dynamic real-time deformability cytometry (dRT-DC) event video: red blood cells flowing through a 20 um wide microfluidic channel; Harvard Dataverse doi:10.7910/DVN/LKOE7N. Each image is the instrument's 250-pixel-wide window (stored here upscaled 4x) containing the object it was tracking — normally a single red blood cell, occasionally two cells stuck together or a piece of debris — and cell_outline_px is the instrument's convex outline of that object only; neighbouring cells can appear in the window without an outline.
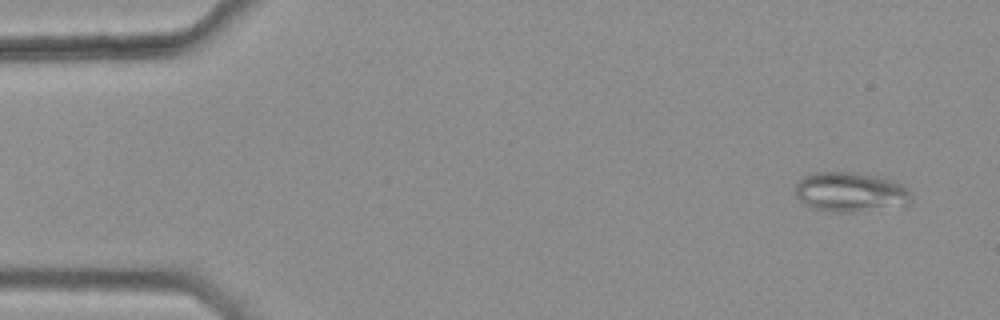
{"species": "common noctule bat (a hibernating species)", "species_latin": "Nyctalus noctula", "temperature_condition": "warm", "stored_images_in_passage": 5, "camera_frame_rate_fps": 3000, "um_per_image_px": 0.085, "animal": {"sex": "female", "body_mass_g": 25.1}, "frame": {"image": 1, "passage_image": 1, "time_ms": 0.0, "image_size_px": [1000, 320], "cell_outline_px": [[912, 204], [856, 212], [828, 212], [808, 208], [796, 196], [796, 184], [804, 176], [816, 172], [856, 172], [876, 176], [892, 180], [904, 184], [912, 196]], "centroid_in_image_um": [72.3, 16.34], "position_along_channel_um": 12.7, "area_um2": 27.22}}